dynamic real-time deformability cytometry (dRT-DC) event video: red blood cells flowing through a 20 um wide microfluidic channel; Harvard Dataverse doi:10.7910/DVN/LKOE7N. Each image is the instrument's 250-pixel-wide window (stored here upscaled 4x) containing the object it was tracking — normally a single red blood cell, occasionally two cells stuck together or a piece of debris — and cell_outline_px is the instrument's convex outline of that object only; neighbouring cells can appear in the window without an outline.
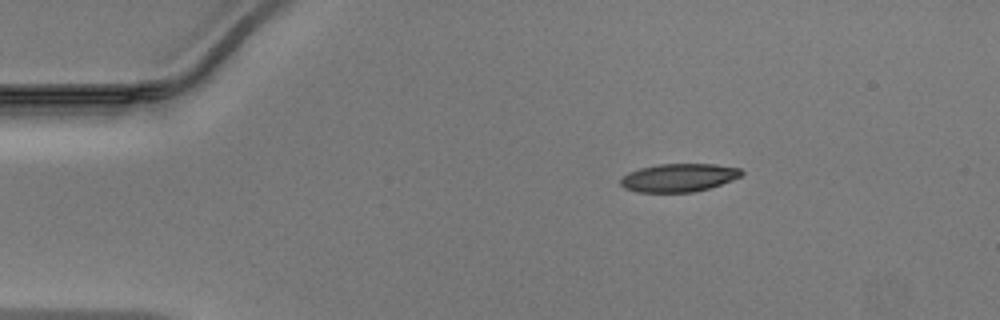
{"species": "Egyptian fruit bat (a non-hibernating species)", "species_latin": "Rousettus aegyptiacus", "temperature_condition": "warm", "stored_images_in_passage": 41, "camera_frame_rate_fps": 3000, "um_per_image_px": 0.085, "animal": {"sex": "male"}, "frame": {"image": 1, "passage_image": 1, "time_ms": 0.0, "image_size_px": [1000, 320], "cell_outline_px": [[744, 172], [740, 176], [732, 180], [708, 188], [692, 192], [636, 192], [624, 188], [620, 184], [620, 180], [628, 172], [640, 168], [656, 164], [716, 164], [740, 168]], "centroid_in_image_um": [57.67, 15.09], "position_along_channel_um": 27.3, "area_um2": 19.83}}
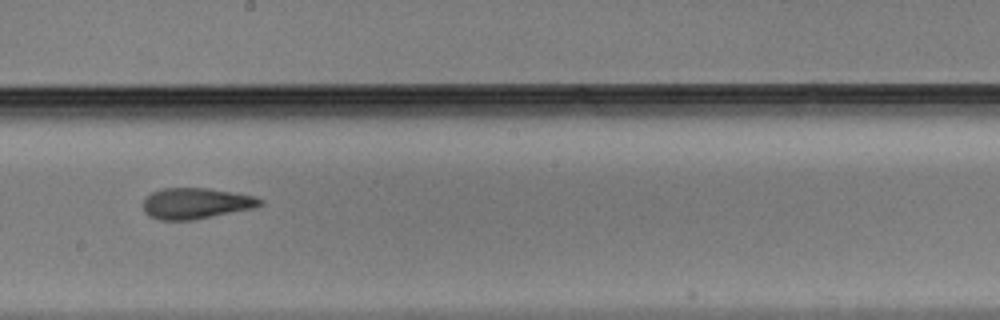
{"frame": {"image": 2, "passage_image": 20, "time_ms": 6.333, "image_size_px": [1000, 320], "cell_outline_px": [[264, 204], [256, 208], [192, 220], [160, 220], [148, 216], [144, 212], [144, 200], [152, 192], [164, 188], [208, 188], [236, 192], [256, 196], [264, 200]], "centroid_in_image_um": [16.72, 17.28], "position_along_channel_um": 231.5, "area_um2": 21.33}}
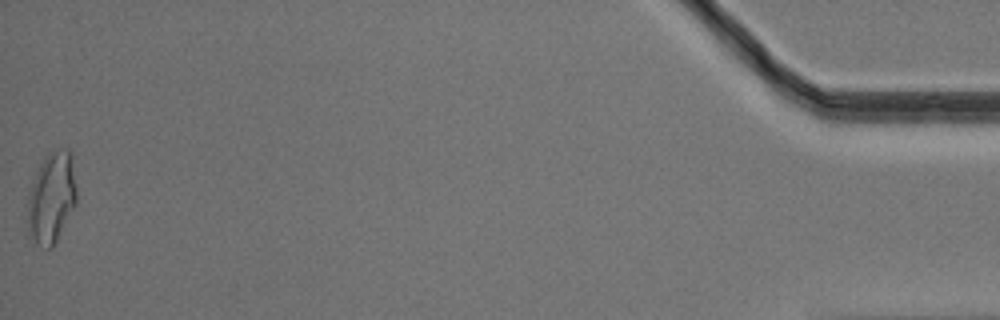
{"frame": {"image": 3, "passage_image": 41, "time_ms": 13.333, "image_size_px": [1000, 320], "cell_outline_px": [[76, 204], [52, 248], [48, 248], [28, 236], [28, 192], [36, 172], [44, 156], [48, 152], [60, 148], [68, 148], [72, 152], [76, 188]], "centroid_in_image_um": [4.39, 16.73], "position_along_channel_um": 430.8, "area_um2": 26.07}}